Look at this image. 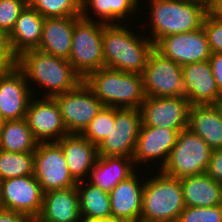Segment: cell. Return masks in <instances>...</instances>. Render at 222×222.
I'll return each instance as SVG.
<instances>
[{"label": "cell", "mask_w": 222, "mask_h": 222, "mask_svg": "<svg viewBox=\"0 0 222 222\" xmlns=\"http://www.w3.org/2000/svg\"><path fill=\"white\" fill-rule=\"evenodd\" d=\"M129 24H105L102 47L105 67L127 73L142 74L153 42L144 34L138 36ZM129 27V28H128Z\"/></svg>", "instance_id": "6da1fadb"}, {"label": "cell", "mask_w": 222, "mask_h": 222, "mask_svg": "<svg viewBox=\"0 0 222 222\" xmlns=\"http://www.w3.org/2000/svg\"><path fill=\"white\" fill-rule=\"evenodd\" d=\"M25 74L27 84L36 83L44 91L41 97H55L76 88L83 80L71 63L38 49L23 52L16 64Z\"/></svg>", "instance_id": "7a4b0ae2"}, {"label": "cell", "mask_w": 222, "mask_h": 222, "mask_svg": "<svg viewBox=\"0 0 222 222\" xmlns=\"http://www.w3.org/2000/svg\"><path fill=\"white\" fill-rule=\"evenodd\" d=\"M149 17L147 21L151 35L147 37L155 45L161 38L169 35L194 31L203 27L209 12L192 0H147ZM152 27V28H151Z\"/></svg>", "instance_id": "3957f363"}, {"label": "cell", "mask_w": 222, "mask_h": 222, "mask_svg": "<svg viewBox=\"0 0 222 222\" xmlns=\"http://www.w3.org/2000/svg\"><path fill=\"white\" fill-rule=\"evenodd\" d=\"M83 81L104 107L139 109L146 98L142 74L103 67Z\"/></svg>", "instance_id": "277c9868"}, {"label": "cell", "mask_w": 222, "mask_h": 222, "mask_svg": "<svg viewBox=\"0 0 222 222\" xmlns=\"http://www.w3.org/2000/svg\"><path fill=\"white\" fill-rule=\"evenodd\" d=\"M144 181L140 220L144 222H177L186 207L180 179L158 170ZM151 176V177H150Z\"/></svg>", "instance_id": "5b68a950"}, {"label": "cell", "mask_w": 222, "mask_h": 222, "mask_svg": "<svg viewBox=\"0 0 222 222\" xmlns=\"http://www.w3.org/2000/svg\"><path fill=\"white\" fill-rule=\"evenodd\" d=\"M104 25L82 16L75 21L68 61L82 80L90 73L105 67L102 47Z\"/></svg>", "instance_id": "8992f818"}, {"label": "cell", "mask_w": 222, "mask_h": 222, "mask_svg": "<svg viewBox=\"0 0 222 222\" xmlns=\"http://www.w3.org/2000/svg\"><path fill=\"white\" fill-rule=\"evenodd\" d=\"M212 149L188 128L180 131L168 161L161 171L177 179L207 172Z\"/></svg>", "instance_id": "52a82bcc"}, {"label": "cell", "mask_w": 222, "mask_h": 222, "mask_svg": "<svg viewBox=\"0 0 222 222\" xmlns=\"http://www.w3.org/2000/svg\"><path fill=\"white\" fill-rule=\"evenodd\" d=\"M33 176L43 193L74 187L77 181L69 172L61 146L57 142H39L34 151Z\"/></svg>", "instance_id": "ba28073f"}, {"label": "cell", "mask_w": 222, "mask_h": 222, "mask_svg": "<svg viewBox=\"0 0 222 222\" xmlns=\"http://www.w3.org/2000/svg\"><path fill=\"white\" fill-rule=\"evenodd\" d=\"M142 77L147 97L184 96L182 66L155 48L148 55Z\"/></svg>", "instance_id": "9c48e42d"}, {"label": "cell", "mask_w": 222, "mask_h": 222, "mask_svg": "<svg viewBox=\"0 0 222 222\" xmlns=\"http://www.w3.org/2000/svg\"><path fill=\"white\" fill-rule=\"evenodd\" d=\"M53 98L59 106L68 134H82L104 107L84 81L73 90Z\"/></svg>", "instance_id": "30bf717a"}, {"label": "cell", "mask_w": 222, "mask_h": 222, "mask_svg": "<svg viewBox=\"0 0 222 222\" xmlns=\"http://www.w3.org/2000/svg\"><path fill=\"white\" fill-rule=\"evenodd\" d=\"M139 109L115 108L114 120L107 137L97 146L98 156H124L132 158L140 127Z\"/></svg>", "instance_id": "8fae6325"}, {"label": "cell", "mask_w": 222, "mask_h": 222, "mask_svg": "<svg viewBox=\"0 0 222 222\" xmlns=\"http://www.w3.org/2000/svg\"><path fill=\"white\" fill-rule=\"evenodd\" d=\"M42 206L43 191L33 175L2 180L1 209L23 214L34 222Z\"/></svg>", "instance_id": "7c38bea8"}, {"label": "cell", "mask_w": 222, "mask_h": 222, "mask_svg": "<svg viewBox=\"0 0 222 222\" xmlns=\"http://www.w3.org/2000/svg\"><path fill=\"white\" fill-rule=\"evenodd\" d=\"M190 107L185 96H146L139 108L142 125L175 129L179 133L187 129Z\"/></svg>", "instance_id": "4fadbf2b"}, {"label": "cell", "mask_w": 222, "mask_h": 222, "mask_svg": "<svg viewBox=\"0 0 222 222\" xmlns=\"http://www.w3.org/2000/svg\"><path fill=\"white\" fill-rule=\"evenodd\" d=\"M25 119L38 142H57L68 134L54 98L33 96Z\"/></svg>", "instance_id": "5bb4252c"}, {"label": "cell", "mask_w": 222, "mask_h": 222, "mask_svg": "<svg viewBox=\"0 0 222 222\" xmlns=\"http://www.w3.org/2000/svg\"><path fill=\"white\" fill-rule=\"evenodd\" d=\"M154 48L180 66L207 61L212 54L203 27L165 36L154 45Z\"/></svg>", "instance_id": "9a60e30c"}, {"label": "cell", "mask_w": 222, "mask_h": 222, "mask_svg": "<svg viewBox=\"0 0 222 222\" xmlns=\"http://www.w3.org/2000/svg\"><path fill=\"white\" fill-rule=\"evenodd\" d=\"M35 88H30L23 71L16 65L0 75V114L4 121L24 119Z\"/></svg>", "instance_id": "2e32d148"}, {"label": "cell", "mask_w": 222, "mask_h": 222, "mask_svg": "<svg viewBox=\"0 0 222 222\" xmlns=\"http://www.w3.org/2000/svg\"><path fill=\"white\" fill-rule=\"evenodd\" d=\"M177 135L178 132L175 129L141 125L132 157L135 168L142 163V165L147 164L148 161V166L151 161L153 165L154 162L159 161L160 165H157L159 166L157 169L161 170L168 161Z\"/></svg>", "instance_id": "e0dca14e"}, {"label": "cell", "mask_w": 222, "mask_h": 222, "mask_svg": "<svg viewBox=\"0 0 222 222\" xmlns=\"http://www.w3.org/2000/svg\"><path fill=\"white\" fill-rule=\"evenodd\" d=\"M184 96L191 105L217 104L222 100L209 60L182 66Z\"/></svg>", "instance_id": "ac0fdd59"}, {"label": "cell", "mask_w": 222, "mask_h": 222, "mask_svg": "<svg viewBox=\"0 0 222 222\" xmlns=\"http://www.w3.org/2000/svg\"><path fill=\"white\" fill-rule=\"evenodd\" d=\"M136 171L119 182L110 192L112 218L124 222L140 220L144 182Z\"/></svg>", "instance_id": "d6986e66"}, {"label": "cell", "mask_w": 222, "mask_h": 222, "mask_svg": "<svg viewBox=\"0 0 222 222\" xmlns=\"http://www.w3.org/2000/svg\"><path fill=\"white\" fill-rule=\"evenodd\" d=\"M57 143L61 146L72 177L85 181L98 158V149L81 134H67Z\"/></svg>", "instance_id": "ffe728a7"}, {"label": "cell", "mask_w": 222, "mask_h": 222, "mask_svg": "<svg viewBox=\"0 0 222 222\" xmlns=\"http://www.w3.org/2000/svg\"><path fill=\"white\" fill-rule=\"evenodd\" d=\"M34 222H82L77 187L43 193V206Z\"/></svg>", "instance_id": "44dd1931"}, {"label": "cell", "mask_w": 222, "mask_h": 222, "mask_svg": "<svg viewBox=\"0 0 222 222\" xmlns=\"http://www.w3.org/2000/svg\"><path fill=\"white\" fill-rule=\"evenodd\" d=\"M44 19L29 5L21 12L13 30L7 36L10 50L16 58L23 52L38 48L42 38Z\"/></svg>", "instance_id": "7402d4cb"}, {"label": "cell", "mask_w": 222, "mask_h": 222, "mask_svg": "<svg viewBox=\"0 0 222 222\" xmlns=\"http://www.w3.org/2000/svg\"><path fill=\"white\" fill-rule=\"evenodd\" d=\"M80 16L45 18L38 50L68 60L75 21Z\"/></svg>", "instance_id": "603a6c76"}, {"label": "cell", "mask_w": 222, "mask_h": 222, "mask_svg": "<svg viewBox=\"0 0 222 222\" xmlns=\"http://www.w3.org/2000/svg\"><path fill=\"white\" fill-rule=\"evenodd\" d=\"M187 128L200 136L212 150L222 148V117L217 104L191 105Z\"/></svg>", "instance_id": "cb8c5ba5"}, {"label": "cell", "mask_w": 222, "mask_h": 222, "mask_svg": "<svg viewBox=\"0 0 222 222\" xmlns=\"http://www.w3.org/2000/svg\"><path fill=\"white\" fill-rule=\"evenodd\" d=\"M141 2L140 0H81V16L89 20L97 19V22L100 18L99 22L107 25L123 24L120 23L123 21L128 23L127 19L134 18L135 14L142 10ZM93 16L97 18L93 19Z\"/></svg>", "instance_id": "d4e9b609"}, {"label": "cell", "mask_w": 222, "mask_h": 222, "mask_svg": "<svg viewBox=\"0 0 222 222\" xmlns=\"http://www.w3.org/2000/svg\"><path fill=\"white\" fill-rule=\"evenodd\" d=\"M135 170L132 158L124 156H98L86 181L109 193L119 182L131 176Z\"/></svg>", "instance_id": "484cf974"}, {"label": "cell", "mask_w": 222, "mask_h": 222, "mask_svg": "<svg viewBox=\"0 0 222 222\" xmlns=\"http://www.w3.org/2000/svg\"><path fill=\"white\" fill-rule=\"evenodd\" d=\"M185 206L211 207L222 204V183L207 173L180 179Z\"/></svg>", "instance_id": "4316f807"}, {"label": "cell", "mask_w": 222, "mask_h": 222, "mask_svg": "<svg viewBox=\"0 0 222 222\" xmlns=\"http://www.w3.org/2000/svg\"><path fill=\"white\" fill-rule=\"evenodd\" d=\"M82 220L112 218L109 193L87 181L76 185Z\"/></svg>", "instance_id": "83f0119b"}, {"label": "cell", "mask_w": 222, "mask_h": 222, "mask_svg": "<svg viewBox=\"0 0 222 222\" xmlns=\"http://www.w3.org/2000/svg\"><path fill=\"white\" fill-rule=\"evenodd\" d=\"M38 143L25 118L4 121L0 127V150L16 153L34 152Z\"/></svg>", "instance_id": "f1b7e54d"}, {"label": "cell", "mask_w": 222, "mask_h": 222, "mask_svg": "<svg viewBox=\"0 0 222 222\" xmlns=\"http://www.w3.org/2000/svg\"><path fill=\"white\" fill-rule=\"evenodd\" d=\"M34 173V152L16 153L0 150V178L7 180Z\"/></svg>", "instance_id": "f546056e"}, {"label": "cell", "mask_w": 222, "mask_h": 222, "mask_svg": "<svg viewBox=\"0 0 222 222\" xmlns=\"http://www.w3.org/2000/svg\"><path fill=\"white\" fill-rule=\"evenodd\" d=\"M44 18L81 16V0H28Z\"/></svg>", "instance_id": "4dcf8cb0"}, {"label": "cell", "mask_w": 222, "mask_h": 222, "mask_svg": "<svg viewBox=\"0 0 222 222\" xmlns=\"http://www.w3.org/2000/svg\"><path fill=\"white\" fill-rule=\"evenodd\" d=\"M114 116L115 108L103 107L81 135L95 146H98L107 137Z\"/></svg>", "instance_id": "1f68e13d"}, {"label": "cell", "mask_w": 222, "mask_h": 222, "mask_svg": "<svg viewBox=\"0 0 222 222\" xmlns=\"http://www.w3.org/2000/svg\"><path fill=\"white\" fill-rule=\"evenodd\" d=\"M28 0H0V32L8 36Z\"/></svg>", "instance_id": "d6a6232c"}, {"label": "cell", "mask_w": 222, "mask_h": 222, "mask_svg": "<svg viewBox=\"0 0 222 222\" xmlns=\"http://www.w3.org/2000/svg\"><path fill=\"white\" fill-rule=\"evenodd\" d=\"M177 222H222V204L211 207L186 206Z\"/></svg>", "instance_id": "836d02e7"}, {"label": "cell", "mask_w": 222, "mask_h": 222, "mask_svg": "<svg viewBox=\"0 0 222 222\" xmlns=\"http://www.w3.org/2000/svg\"><path fill=\"white\" fill-rule=\"evenodd\" d=\"M203 29L211 53H222V21L209 11L203 21Z\"/></svg>", "instance_id": "e575fe53"}, {"label": "cell", "mask_w": 222, "mask_h": 222, "mask_svg": "<svg viewBox=\"0 0 222 222\" xmlns=\"http://www.w3.org/2000/svg\"><path fill=\"white\" fill-rule=\"evenodd\" d=\"M17 64V58L12 54L7 36L0 32V75L8 73Z\"/></svg>", "instance_id": "d590c367"}, {"label": "cell", "mask_w": 222, "mask_h": 222, "mask_svg": "<svg viewBox=\"0 0 222 222\" xmlns=\"http://www.w3.org/2000/svg\"><path fill=\"white\" fill-rule=\"evenodd\" d=\"M213 180L222 183V148L213 150L206 172Z\"/></svg>", "instance_id": "8d00e7d4"}, {"label": "cell", "mask_w": 222, "mask_h": 222, "mask_svg": "<svg viewBox=\"0 0 222 222\" xmlns=\"http://www.w3.org/2000/svg\"><path fill=\"white\" fill-rule=\"evenodd\" d=\"M209 64L211 66L217 87L222 93V53H212L211 57L209 58Z\"/></svg>", "instance_id": "74e56055"}, {"label": "cell", "mask_w": 222, "mask_h": 222, "mask_svg": "<svg viewBox=\"0 0 222 222\" xmlns=\"http://www.w3.org/2000/svg\"><path fill=\"white\" fill-rule=\"evenodd\" d=\"M0 222H32L23 214L0 208Z\"/></svg>", "instance_id": "f35d334b"}, {"label": "cell", "mask_w": 222, "mask_h": 222, "mask_svg": "<svg viewBox=\"0 0 222 222\" xmlns=\"http://www.w3.org/2000/svg\"><path fill=\"white\" fill-rule=\"evenodd\" d=\"M192 1L202 5L208 11H210L218 3L219 0H192Z\"/></svg>", "instance_id": "ab89813d"}, {"label": "cell", "mask_w": 222, "mask_h": 222, "mask_svg": "<svg viewBox=\"0 0 222 222\" xmlns=\"http://www.w3.org/2000/svg\"><path fill=\"white\" fill-rule=\"evenodd\" d=\"M210 12L222 21V0H219L218 3L210 10Z\"/></svg>", "instance_id": "60d3db41"}, {"label": "cell", "mask_w": 222, "mask_h": 222, "mask_svg": "<svg viewBox=\"0 0 222 222\" xmlns=\"http://www.w3.org/2000/svg\"><path fill=\"white\" fill-rule=\"evenodd\" d=\"M82 222H124L116 220L114 218H105V219H94V220H82Z\"/></svg>", "instance_id": "b9f144b4"}, {"label": "cell", "mask_w": 222, "mask_h": 222, "mask_svg": "<svg viewBox=\"0 0 222 222\" xmlns=\"http://www.w3.org/2000/svg\"><path fill=\"white\" fill-rule=\"evenodd\" d=\"M217 106L219 107L220 114H221V117H222V100H220V101L217 103Z\"/></svg>", "instance_id": "7bdbcfd3"}, {"label": "cell", "mask_w": 222, "mask_h": 222, "mask_svg": "<svg viewBox=\"0 0 222 222\" xmlns=\"http://www.w3.org/2000/svg\"><path fill=\"white\" fill-rule=\"evenodd\" d=\"M3 123H4V120H3V118H2V116L0 114V127L3 125Z\"/></svg>", "instance_id": "ee69618b"}, {"label": "cell", "mask_w": 222, "mask_h": 222, "mask_svg": "<svg viewBox=\"0 0 222 222\" xmlns=\"http://www.w3.org/2000/svg\"><path fill=\"white\" fill-rule=\"evenodd\" d=\"M1 188H2V179L0 178V202H1Z\"/></svg>", "instance_id": "f6af8a7d"}]
</instances>
